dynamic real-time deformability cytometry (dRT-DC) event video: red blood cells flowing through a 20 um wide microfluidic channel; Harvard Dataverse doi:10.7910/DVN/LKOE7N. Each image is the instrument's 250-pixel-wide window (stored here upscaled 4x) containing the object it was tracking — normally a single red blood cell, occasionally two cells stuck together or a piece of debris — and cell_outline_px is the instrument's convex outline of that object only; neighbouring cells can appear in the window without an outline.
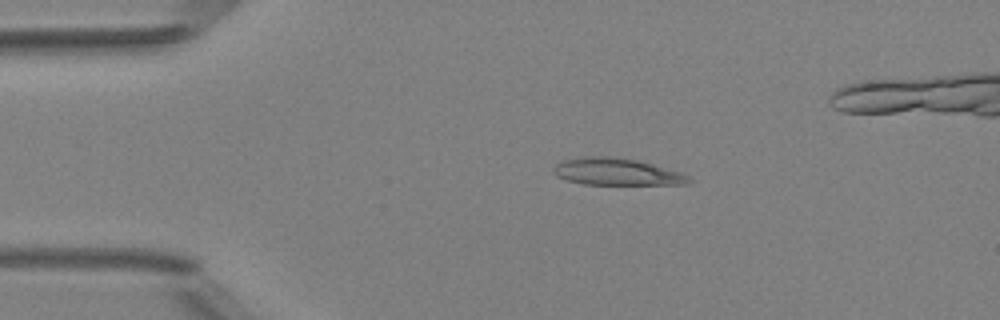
{"species": "Egyptian fruit bat (a non-hibernating species)", "species_latin": "Rousettus aegyptiacus", "temperature_condition": "room temperature", "stored_images_in_passage": 4, "camera_frame_rate_fps": 3000, "um_per_image_px": 0.085, "animal": {"sex": "female"}, "frame": {"image": 1, "passage_image": 3, "time_ms": 2.333, "image_size_px": [1000, 320], "cell_outline_px": [[692, 180], [688, 184], [584, 184], [568, 180], [556, 176], [552, 172], [552, 168], [556, 164], [564, 160], [584, 156], [608, 156], [636, 160], [680, 172], [688, 176]], "centroid_in_image_um": [52.37, 14.6], "position_along_channel_um": 32.6, "area_um2": 21.04}}